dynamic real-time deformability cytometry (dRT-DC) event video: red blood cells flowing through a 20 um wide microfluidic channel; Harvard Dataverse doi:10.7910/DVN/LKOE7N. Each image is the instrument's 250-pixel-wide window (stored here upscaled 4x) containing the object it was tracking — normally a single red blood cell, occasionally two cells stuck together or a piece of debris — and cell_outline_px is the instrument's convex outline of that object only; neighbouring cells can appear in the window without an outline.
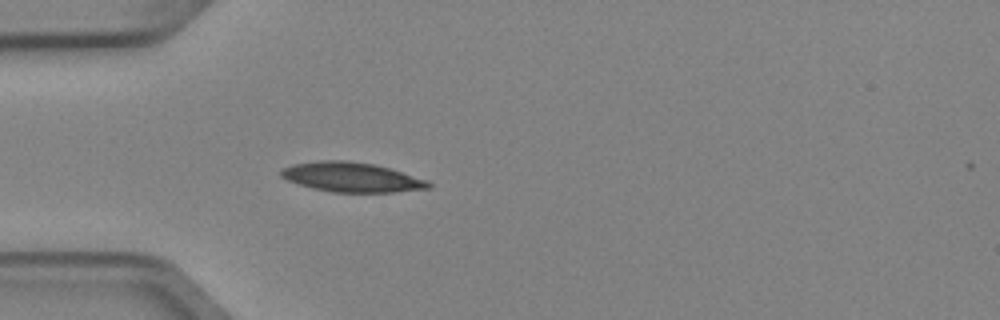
{"species": "Egyptian fruit bat (a non-hibernating species)", "species_latin": "Rousettus aegyptiacus", "temperature_condition": "cold", "stored_images_in_passage": 2, "camera_frame_rate_fps": 3000, "um_per_image_px": 0.085, "animal": {"sex": "female"}, "frame": {"image": 1, "passage_image": 2, "time_ms": 0.333, "image_size_px": [1000, 320], "cell_outline_px": [[432, 188], [396, 192], [332, 192], [312, 188], [288, 180], [280, 176], [280, 168], [292, 164], [324, 160], [344, 160], [376, 164], [428, 180], [432, 184]], "centroid_in_image_um": [29.9, 15.06], "position_along_channel_um": 55.1, "area_um2": 25.55}}